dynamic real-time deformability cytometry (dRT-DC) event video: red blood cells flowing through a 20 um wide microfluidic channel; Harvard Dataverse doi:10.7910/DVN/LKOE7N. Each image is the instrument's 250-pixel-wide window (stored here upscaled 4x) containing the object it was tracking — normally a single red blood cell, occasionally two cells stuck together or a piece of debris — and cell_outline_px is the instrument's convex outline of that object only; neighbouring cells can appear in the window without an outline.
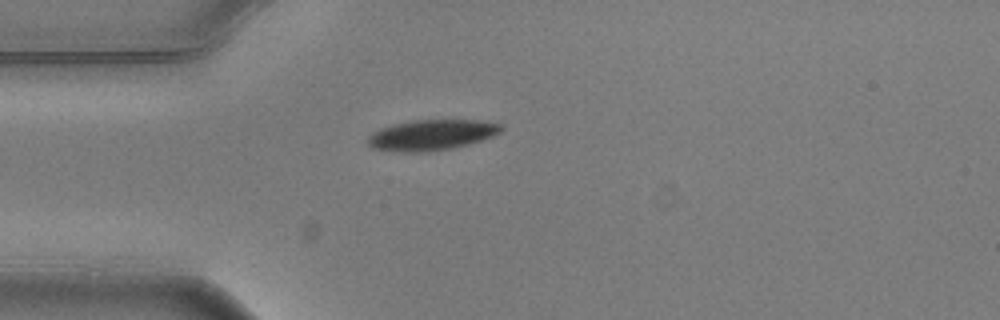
{"species": "common noctule bat (a hibernating species)", "species_latin": "Nyctalus noctula", "temperature_condition": "warm", "stored_images_in_passage": 1, "camera_frame_rate_fps": 3000, "um_per_image_px": 0.085, "animal": {"sex": "male", "body_mass_g": 20.5, "forearm_length_mm": 52.5}, "frame": {"image": 1, "passage_image": 1, "time_ms": 0.0, "image_size_px": [1000, 320], "cell_outline_px": [[504, 128], [496, 136], [468, 144], [452, 148], [428, 152], [400, 152], [372, 148], [368, 144], [368, 136], [372, 132], [380, 128], [412, 120], [480, 120], [504, 124]], "centroid_in_image_um": [36.73, 11.47], "position_along_channel_um": 48.3, "area_um2": 23.99}}